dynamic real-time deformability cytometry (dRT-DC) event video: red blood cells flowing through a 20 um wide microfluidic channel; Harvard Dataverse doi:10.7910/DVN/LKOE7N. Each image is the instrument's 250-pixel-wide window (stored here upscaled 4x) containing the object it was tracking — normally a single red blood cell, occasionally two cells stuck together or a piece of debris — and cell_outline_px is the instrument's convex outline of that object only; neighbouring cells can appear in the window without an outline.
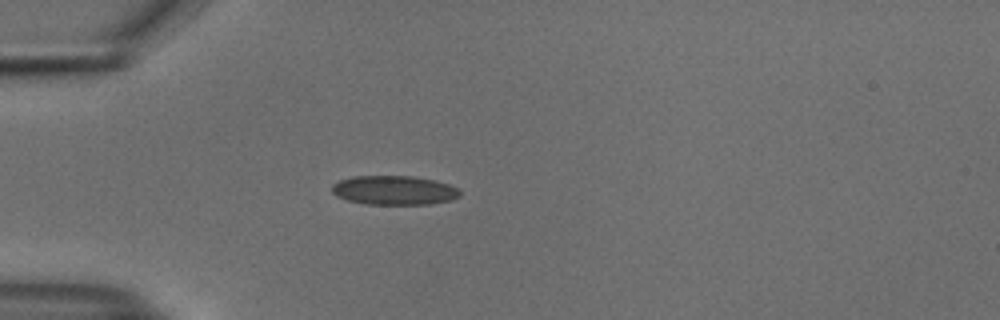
{"species": "common noctule bat (a hibernating species)", "species_latin": "Nyctalus noctula", "temperature_condition": "cold", "stored_images_in_passage": 40, "camera_frame_rate_fps": 3000, "um_per_image_px": 0.085, "animal": {"sex": "male", "body_mass_g": 18.8}, "frame": {"image": 1, "passage_image": 2, "time_ms": 0.333, "image_size_px": [1000, 320], "cell_outline_px": [[460, 196], [452, 200], [428, 204], [364, 204], [348, 200], [336, 196], [332, 192], [332, 184], [340, 180], [356, 176], [412, 176], [436, 180], [460, 188]], "centroid_in_image_um": [33.53, 16.17], "position_along_channel_um": 51.5, "area_um2": 21.85}}
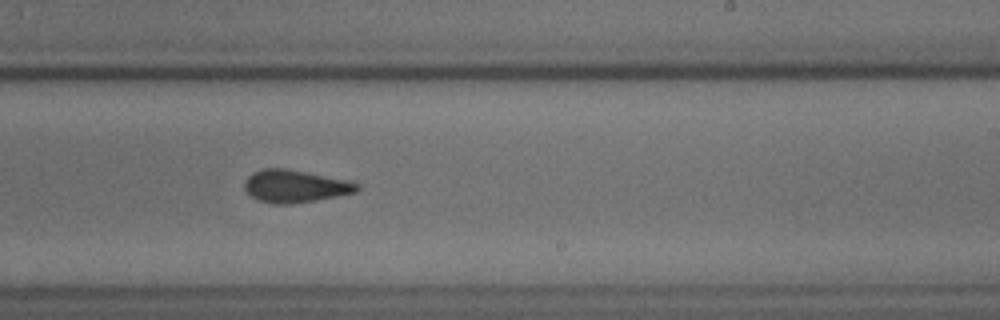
{"frame": {"image": 2, "passage_image": 20, "time_ms": 6.333, "image_size_px": [1000, 320], "cell_outline_px": [[360, 188], [356, 192], [336, 196], [292, 204], [276, 204], [260, 200], [252, 196], [244, 188], [244, 180], [252, 172], [264, 168], [284, 168], [352, 180], [360, 184]], "centroid_in_image_um": [25.11, 15.81], "position_along_channel_um": 263.9, "area_um2": 21.39}}
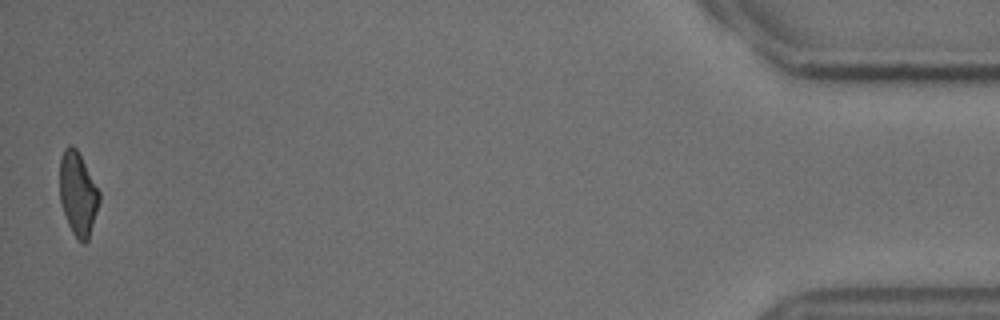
{"frame": {"image": 3, "passage_image": 40, "time_ms": 13.0, "image_size_px": [1000, 320], "cell_outline_px": [[100, 200], [88, 240], [84, 244], [72, 232], [68, 224], [60, 200], [60, 160], [64, 148], [68, 144], [72, 144], [76, 148], [100, 192]], "centroid_in_image_um": [6.62, 16.45], "position_along_channel_um": 428.6, "area_um2": 19.02}, "authors_computed_cell_mechanics": {"area_um2": 21.2126, "velocity_mm_per_s": 3.744, "shape_relaxation_time_tau1_ms": 5.3132, "shape_relaxation_time_tau2_ms": 1.9549, "deformation_change_tau1": 0.1272, "deformation_change_tau2": 0.0673}}